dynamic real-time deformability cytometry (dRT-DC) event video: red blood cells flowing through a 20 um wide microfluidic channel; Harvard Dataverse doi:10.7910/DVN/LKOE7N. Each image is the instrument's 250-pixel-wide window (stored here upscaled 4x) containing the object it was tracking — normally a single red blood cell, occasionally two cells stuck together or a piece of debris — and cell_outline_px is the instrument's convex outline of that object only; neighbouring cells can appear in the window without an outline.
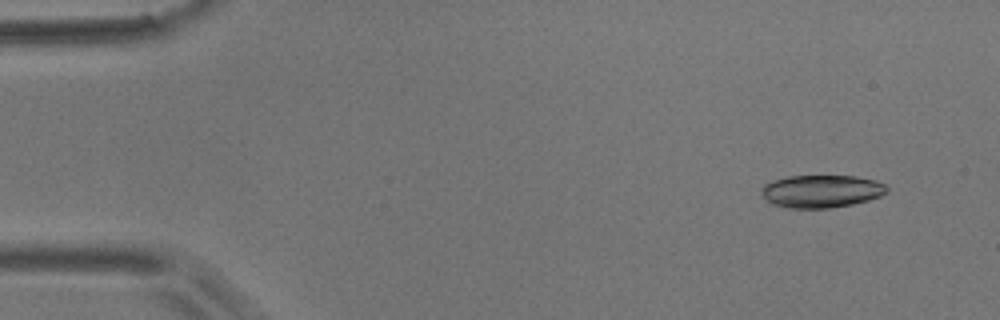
{"species": "common noctule bat (a hibernating species)", "species_latin": "Nyctalus noctula", "temperature_condition": "room temperature", "stored_images_in_passage": 4, "camera_frame_rate_fps": 3000, "um_per_image_px": 0.085, "animal": {"sex": "male", "body_mass_g": 17.9}, "frame": {"image": 1, "passage_image": 1, "time_ms": 0.0, "image_size_px": [1000, 320], "cell_outline_px": [[888, 192], [880, 196], [868, 200], [852, 204], [828, 208], [788, 208], [772, 204], [760, 192], [760, 188], [764, 184], [788, 176], [856, 176], [876, 180], [884, 184], [888, 188]], "centroid_in_image_um": [69.83, 16.25], "position_along_channel_um": 15.2, "area_um2": 23.87}}
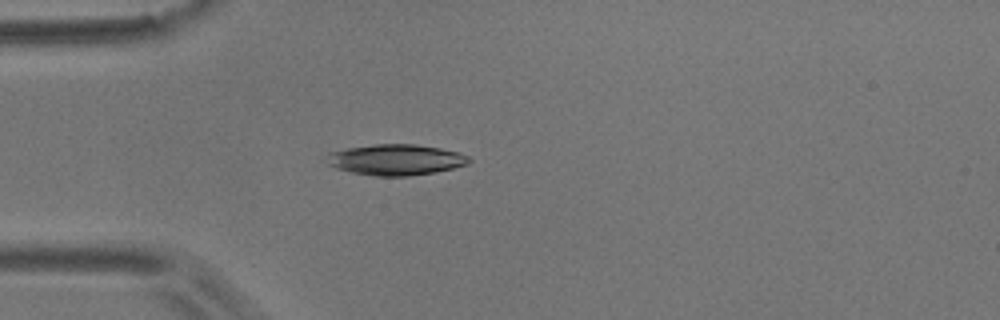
{"frame": {"image": 2, "passage_image": 4, "time_ms": 3.333, "image_size_px": [1000, 320], "cell_outline_px": [[472, 160], [468, 164], [436, 172], [408, 176], [372, 176], [352, 172], [336, 168], [328, 164], [328, 152], [348, 148], [372, 144], [416, 144], [440, 148], [456, 152], [468, 156]], "centroid_in_image_um": [33.64, 13.58], "position_along_channel_um": 51.4, "area_um2": 25.55}}